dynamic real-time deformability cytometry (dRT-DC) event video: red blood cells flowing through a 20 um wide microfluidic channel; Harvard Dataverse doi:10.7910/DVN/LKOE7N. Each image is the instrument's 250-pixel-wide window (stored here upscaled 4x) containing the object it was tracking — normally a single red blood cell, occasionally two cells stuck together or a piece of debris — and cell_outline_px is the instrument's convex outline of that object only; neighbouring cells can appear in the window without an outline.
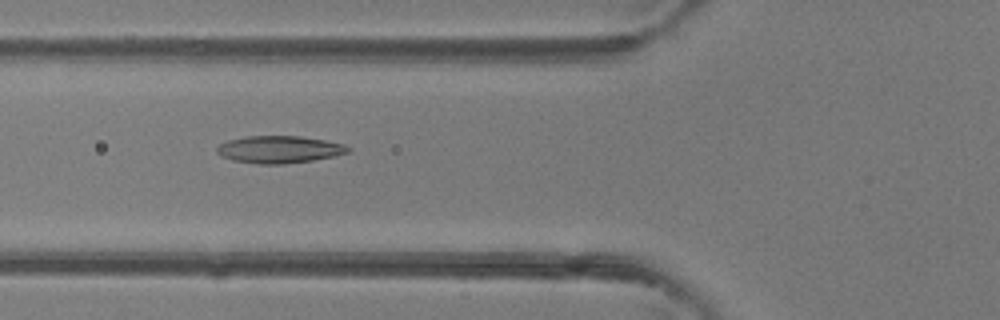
{"species": "common noctule bat (a hibernating species)", "species_latin": "Nyctalus noctula", "temperature_condition": "room temperature", "stored_images_in_passage": 35, "camera_frame_rate_fps": 3000, "um_per_image_px": 0.085, "animal": {"sex": "female"}, "frame": {"image": 1, "passage_image": 9, "time_ms": 2.667, "image_size_px": [1000, 320], "cell_outline_px": [[336, 152], [324, 156], [304, 160], [244, 160], [240, 156], [240, 140], [264, 136], [288, 136], [316, 140], [336, 144]], "centroid_in_image_um": [24.15, 12.62], "position_along_channel_um": 101.7, "area_um2": 14.16}}
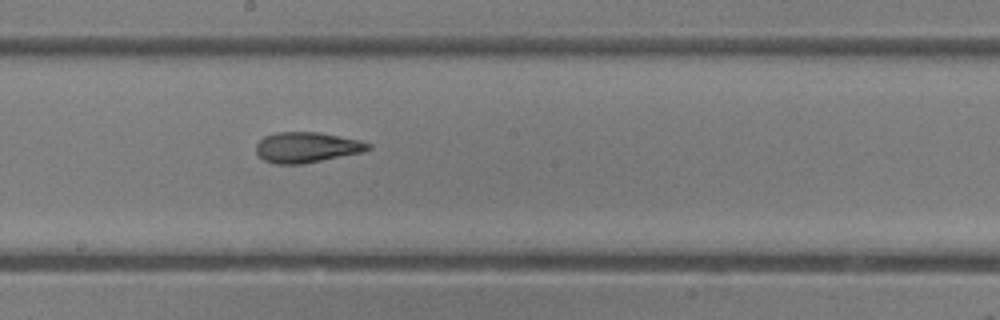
{"frame": {"image": 2, "passage_image": 17, "time_ms": 5.333, "image_size_px": [1000, 320], "cell_outline_px": [[368, 148], [352, 152], [316, 160], [268, 160], [260, 152], [260, 144], [264, 140], [272, 136], [328, 136], [348, 140], [364, 144]], "centroid_in_image_um": [26.07, 12.55], "position_along_channel_um": 222.1, "area_um2": 14.74}}
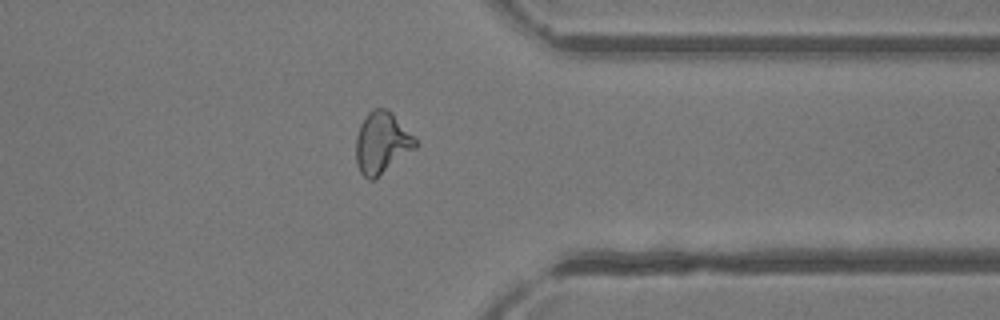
{"frame": {"image": 3, "passage_image": 28, "time_ms": 9.0, "image_size_px": [1000, 320], "cell_outline_px": [[416, 144], [376, 176], [372, 176], [364, 172], [360, 168], [356, 148], [360, 132], [368, 116], [372, 112], [388, 112], [416, 140]], "centroid_in_image_um": [32.46, 12.14], "position_along_channel_um": 378.9, "area_um2": 17.92}}